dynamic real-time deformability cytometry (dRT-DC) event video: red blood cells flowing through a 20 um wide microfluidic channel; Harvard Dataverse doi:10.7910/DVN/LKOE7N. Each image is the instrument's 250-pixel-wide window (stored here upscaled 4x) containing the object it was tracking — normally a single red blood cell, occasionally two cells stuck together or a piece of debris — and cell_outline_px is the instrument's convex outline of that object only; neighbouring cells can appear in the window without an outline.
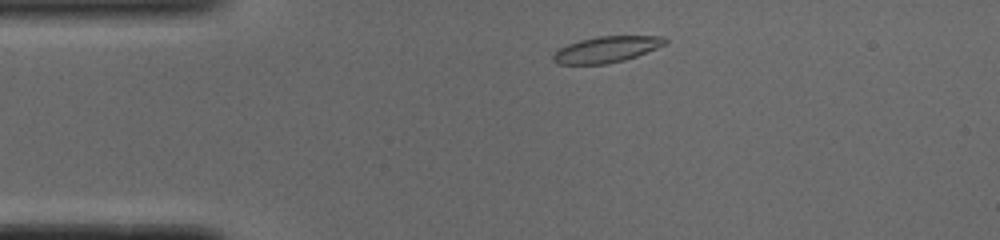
{"species": "common noctule bat (a hibernating species)", "species_latin": "Nyctalus noctula", "temperature_condition": "cold", "stored_images_in_passage": 44, "camera_frame_rate_fps": 3000, "um_per_image_px": 0.085, "animal": {"sex": "male", "body_mass_g": 19.0, "forearm_length_mm": 50.8}, "frame": {"image": 1, "passage_image": 3, "time_ms": 0.667, "image_size_px": [1000, 240], "cell_outline_px": [[668, 40], [664, 44], [656, 48], [636, 56], [624, 60], [604, 64], [556, 64], [552, 60], [552, 56], [560, 48], [568, 44], [580, 40], [596, 36], [664, 36]], "centroid_in_image_um": [51.53, 4.2], "position_along_channel_um": 33.5, "area_um2": 16.88}}
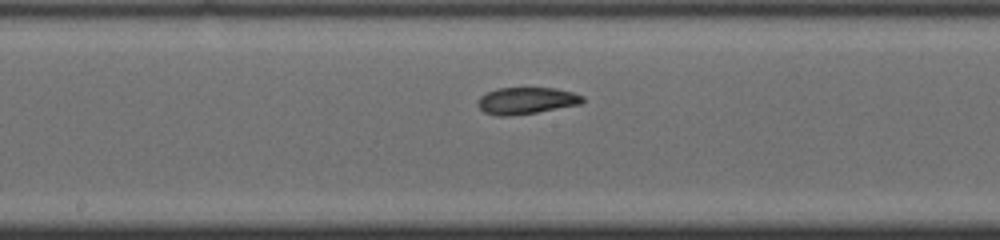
{"frame": {"image": 2, "passage_image": 19, "time_ms": 6.0, "image_size_px": [1000, 240], "cell_outline_px": [[584, 100], [580, 104], [536, 112], [508, 116], [496, 116], [484, 112], [480, 108], [480, 96], [496, 88], [556, 88], [572, 92], [584, 96]], "centroid_in_image_um": [44.76, 8.55], "position_along_channel_um": 203.4, "area_um2": 16.13}}
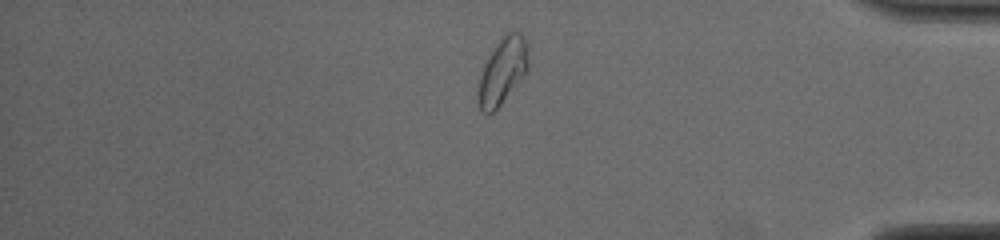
{"frame": {"image": 3, "passage_image": 36, "time_ms": 11.667, "image_size_px": [1000, 240], "cell_outline_px": [[528, 72], [500, 104], [492, 112], [480, 112], [476, 96], [480, 76], [484, 64], [496, 44], [508, 32], [520, 32], [524, 40], [528, 64]], "centroid_in_image_um": [42.68, 6.09], "position_along_channel_um": 392.5, "area_um2": 18.96}, "authors_computed_cell_mechanics": {"area_um2": 17.0221, "velocity_mm_per_s": 3.8616, "shape_relaxation_time_tau1_ms": null, "shape_relaxation_time_tau2_ms": 2.9449, "deformation_change_tau1": null, "deformation_change_tau2": 0.0663}}